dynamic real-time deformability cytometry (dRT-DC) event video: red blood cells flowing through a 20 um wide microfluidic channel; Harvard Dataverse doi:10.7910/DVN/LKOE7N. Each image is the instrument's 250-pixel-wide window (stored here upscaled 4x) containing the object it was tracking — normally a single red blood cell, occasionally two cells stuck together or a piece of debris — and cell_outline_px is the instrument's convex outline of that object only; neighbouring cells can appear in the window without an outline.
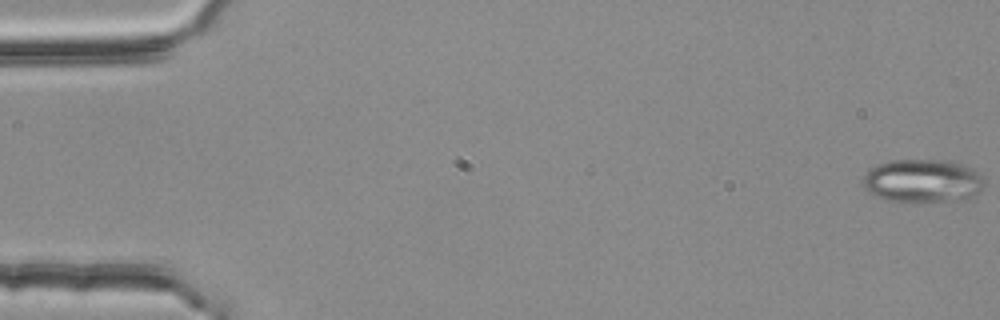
{"species": "common noctule bat (a hibernating species)", "species_latin": "Nyctalus noctula", "temperature_condition": "room temperature", "stored_images_in_passage": 4, "camera_frame_rate_fps": 3000, "um_per_image_px": 0.085, "animal": {"sex": "female", "body_mass_g": 25.1}, "frame": {"image": 1, "passage_image": 1, "time_ms": 0.0, "image_size_px": [1000, 320], "cell_outline_px": [[984, 188], [976, 196], [960, 200], [884, 200], [872, 196], [864, 188], [864, 176], [876, 164], [888, 160], [952, 160], [964, 164], [980, 172], [984, 180]], "centroid_in_image_um": [78.47, 15.35], "position_along_channel_um": 6.5, "area_um2": 30.75}}
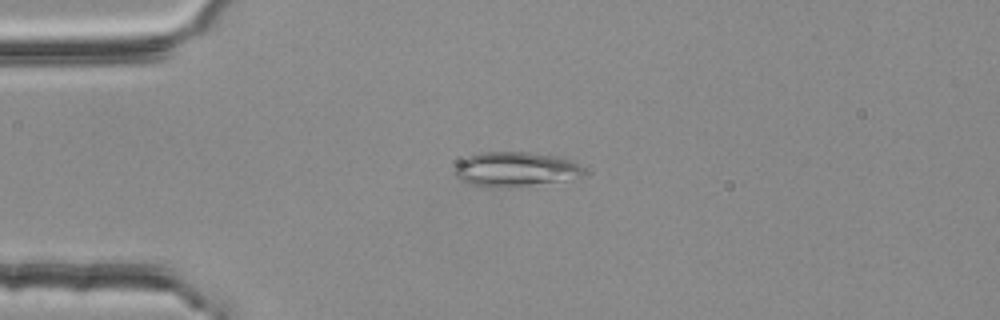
{"frame": {"image": 2, "passage_image": 4, "time_ms": 1.0, "image_size_px": [1000, 320], "cell_outline_px": [[584, 176], [572, 180], [520, 188], [484, 188], [468, 184], [460, 180], [456, 176], [452, 168], [464, 156], [480, 152], [528, 152], [556, 156], [572, 160], [580, 164], [584, 168]], "centroid_in_image_um": [43.81, 14.43], "position_along_channel_um": 41.2, "area_um2": 27.46}}